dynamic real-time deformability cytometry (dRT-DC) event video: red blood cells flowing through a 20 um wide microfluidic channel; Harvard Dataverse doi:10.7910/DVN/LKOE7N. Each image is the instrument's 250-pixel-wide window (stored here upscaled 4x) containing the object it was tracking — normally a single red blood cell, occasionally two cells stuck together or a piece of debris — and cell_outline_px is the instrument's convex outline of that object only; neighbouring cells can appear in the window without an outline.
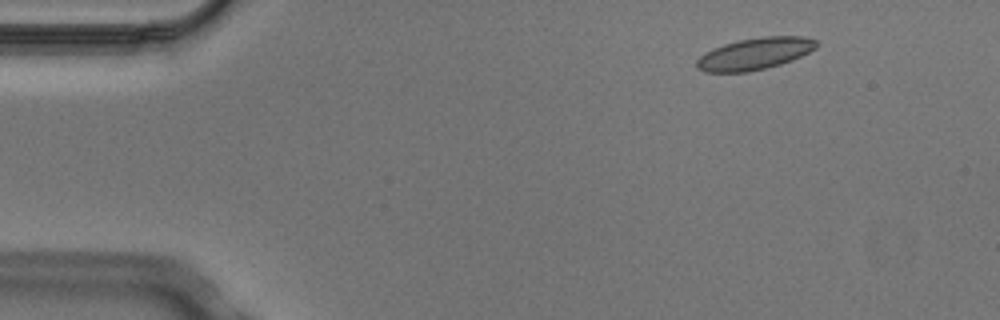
{"species": "Egyptian fruit bat (a non-hibernating species)", "species_latin": "Rousettus aegyptiacus", "temperature_condition": "cold", "stored_images_in_passage": 3, "camera_frame_rate_fps": 3000, "um_per_image_px": 0.085, "animal": {"sex": "male"}, "frame": {"image": 1, "passage_image": 1, "time_ms": 0.0, "image_size_px": [1000, 320], "cell_outline_px": [[816, 48], [792, 60], [780, 64], [748, 72], [704, 72], [696, 68], [696, 60], [704, 52], [712, 48], [724, 44], [740, 40], [760, 36], [804, 36], [816, 40]], "centroid_in_image_um": [64.11, 4.56], "position_along_channel_um": 20.9, "area_um2": 22.2}}